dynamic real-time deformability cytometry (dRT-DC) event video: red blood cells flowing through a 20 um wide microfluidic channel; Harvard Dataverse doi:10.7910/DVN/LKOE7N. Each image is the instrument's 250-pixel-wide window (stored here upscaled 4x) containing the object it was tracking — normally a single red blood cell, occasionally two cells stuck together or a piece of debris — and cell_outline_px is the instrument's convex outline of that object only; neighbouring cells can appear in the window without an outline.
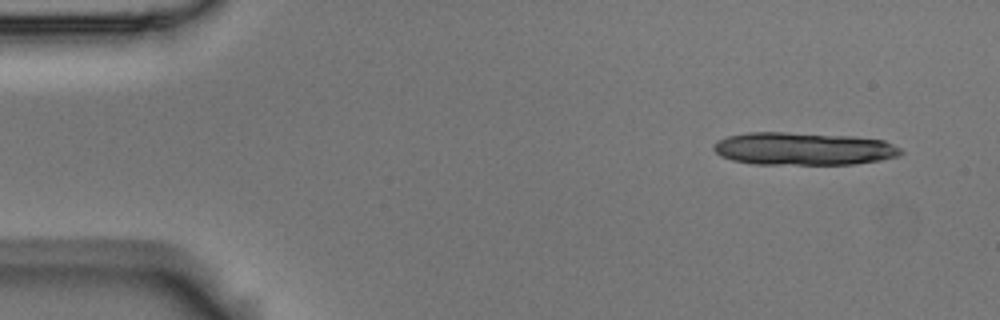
{"species": "Egyptian fruit bat (a non-hibernating species)", "species_latin": "Rousettus aegyptiacus", "temperature_condition": "room temperature", "stored_images_in_passage": 3, "segment_of_instrument_passage": [2, 2], "camera_frame_rate_fps": 3000, "um_per_image_px": 0.085, "animal": {"sex": "male"}, "frame": {"image": 1, "passage_image": 3, "time_ms": 0.667, "image_size_px": [1000, 320], "cell_outline_px": [[904, 152], [900, 156], [880, 160], [852, 164], [756, 164], [732, 160], [720, 156], [712, 148], [712, 144], [716, 140], [728, 136], [748, 132], [784, 132], [852, 136], [884, 140], [900, 148]], "centroid_in_image_um": [68.27, 12.64], "position_along_channel_um": 16.7, "area_um2": 35.89}}